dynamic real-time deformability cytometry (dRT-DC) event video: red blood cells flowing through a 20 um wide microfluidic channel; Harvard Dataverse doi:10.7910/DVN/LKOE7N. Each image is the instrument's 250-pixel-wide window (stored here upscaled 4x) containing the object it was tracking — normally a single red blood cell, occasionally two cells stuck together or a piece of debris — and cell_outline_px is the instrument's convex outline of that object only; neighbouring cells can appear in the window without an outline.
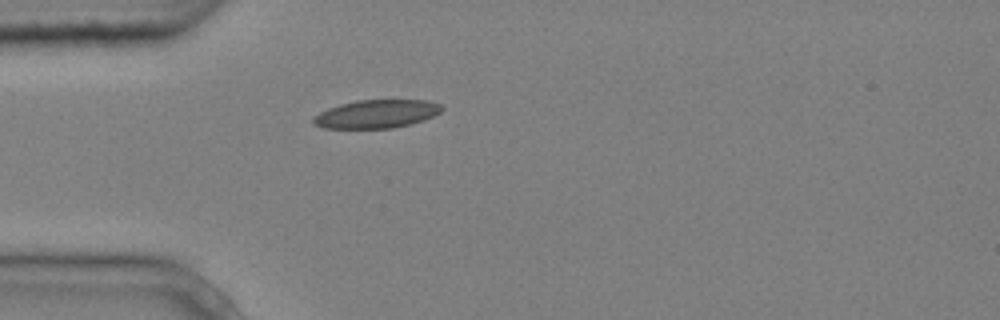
{"species": "common noctule bat (a hibernating species)", "species_latin": "Nyctalus noctula", "temperature_condition": "cold", "stored_images_in_passage": 1, "camera_frame_rate_fps": 3000, "um_per_image_px": 0.085, "animal": {"sex": "male", "body_mass_g": 20.4}, "frame": {"image": 1, "passage_image": 1, "time_ms": 0.0, "image_size_px": [1000, 320], "cell_outline_px": [[444, 108], [440, 112], [424, 120], [412, 124], [392, 128], [324, 128], [312, 124], [312, 116], [328, 108], [340, 104], [356, 100], [428, 100], [440, 104]], "centroid_in_image_um": [31.98, 9.68], "position_along_channel_um": 53.0, "area_um2": 21.33}}